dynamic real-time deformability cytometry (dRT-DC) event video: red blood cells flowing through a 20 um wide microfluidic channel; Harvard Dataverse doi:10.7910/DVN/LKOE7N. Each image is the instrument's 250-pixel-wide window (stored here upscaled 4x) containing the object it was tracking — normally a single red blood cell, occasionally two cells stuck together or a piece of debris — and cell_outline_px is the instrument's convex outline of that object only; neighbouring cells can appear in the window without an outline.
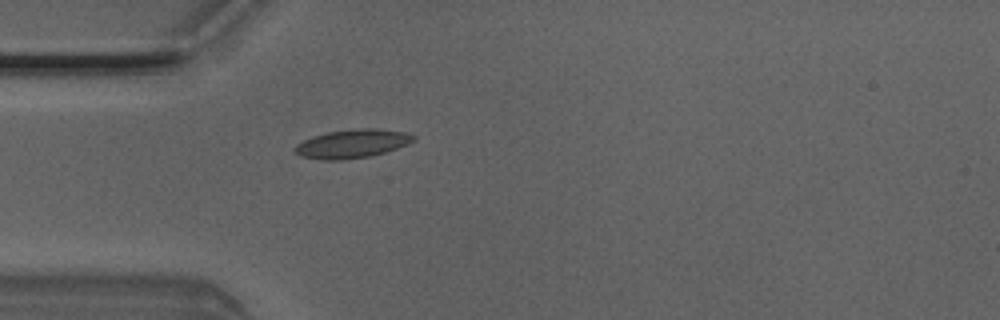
{"species": "Egyptian fruit bat (a non-hibernating species)", "species_latin": "Rousettus aegyptiacus", "temperature_condition": "room temperature", "stored_images_in_passage": 4, "camera_frame_rate_fps": 3000, "um_per_image_px": 0.085, "animal": {"sex": "male"}, "frame": {"image": 1, "passage_image": 4, "time_ms": 1.0, "image_size_px": [1000, 320], "cell_outline_px": [[416, 140], [408, 144], [384, 152], [368, 156], [340, 160], [324, 160], [300, 156], [296, 152], [296, 144], [312, 136], [328, 132], [356, 128], [376, 128], [404, 132], [416, 136]], "centroid_in_image_um": [29.95, 12.2], "position_along_channel_um": 55.0, "area_um2": 19.59}}